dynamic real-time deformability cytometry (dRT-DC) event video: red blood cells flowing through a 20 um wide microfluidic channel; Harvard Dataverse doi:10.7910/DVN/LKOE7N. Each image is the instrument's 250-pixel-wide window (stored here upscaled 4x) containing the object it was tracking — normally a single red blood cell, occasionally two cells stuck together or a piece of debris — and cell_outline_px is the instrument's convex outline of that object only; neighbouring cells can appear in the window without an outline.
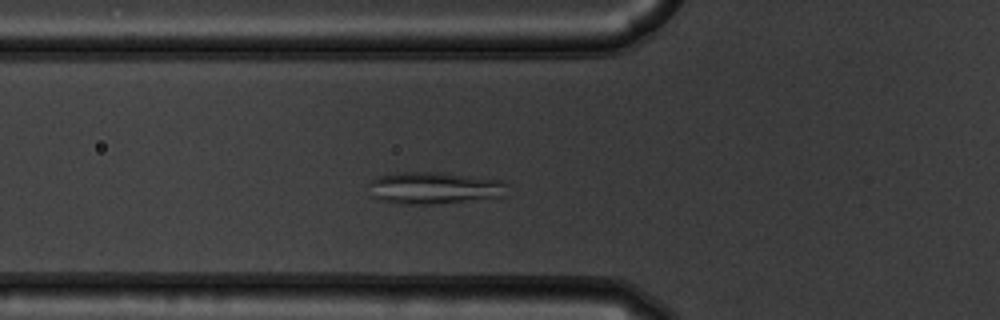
{"species": "common noctule bat (a hibernating species)", "species_latin": "Nyctalus noctula", "temperature_condition": "warm", "stored_images_in_passage": 38, "camera_frame_rate_fps": 3000, "um_per_image_px": 0.085, "animal": {"sex": "male", "body_mass_g": 19.5, "forearm_length_mm": 54.6}, "frame": {"image": 1, "passage_image": 2, "time_ms": 0.333, "image_size_px": [1000, 320], "cell_outline_px": [[508, 184], [504, 196], [432, 204], [396, 204], [380, 200], [372, 196], [368, 184], [372, 180], [380, 176], [396, 172], [444, 172], [504, 180]], "centroid_in_image_um": [36.9, 15.96], "position_along_channel_um": 88.9, "area_um2": 26.01}}
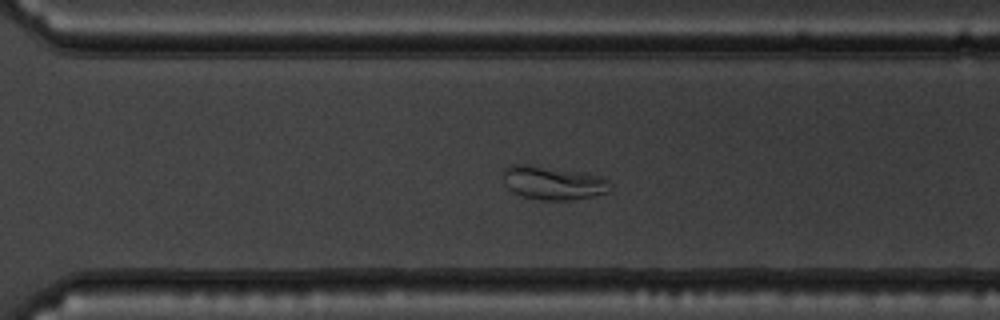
{"frame": {"image": 2, "passage_image": 21, "time_ms": 6.667, "image_size_px": [1000, 320], "cell_outline_px": [[612, 188], [608, 192], [592, 196], [568, 200], [540, 200], [524, 196], [512, 192], [504, 184], [504, 168], [512, 164], [532, 164], [584, 172], [604, 176], [608, 180]], "centroid_in_image_um": [47.03, 15.52], "position_along_channel_um": 323.6, "area_um2": 21.27}}
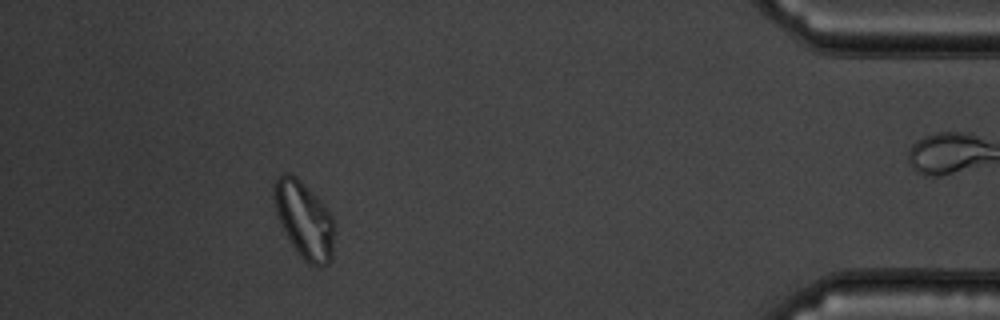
{"frame": {"image": 3, "passage_image": 32, "time_ms": 10.333, "image_size_px": [1000, 320], "cell_outline_px": [[332, 260], [328, 264], [320, 268], [316, 268], [308, 264], [300, 256], [292, 244], [276, 212], [272, 188], [272, 184], [276, 176], [284, 172], [288, 172], [296, 176], [328, 208], [332, 216]], "centroid_in_image_um": [25.84, 18.66], "position_along_channel_um": 409.4, "area_um2": 26.88}}